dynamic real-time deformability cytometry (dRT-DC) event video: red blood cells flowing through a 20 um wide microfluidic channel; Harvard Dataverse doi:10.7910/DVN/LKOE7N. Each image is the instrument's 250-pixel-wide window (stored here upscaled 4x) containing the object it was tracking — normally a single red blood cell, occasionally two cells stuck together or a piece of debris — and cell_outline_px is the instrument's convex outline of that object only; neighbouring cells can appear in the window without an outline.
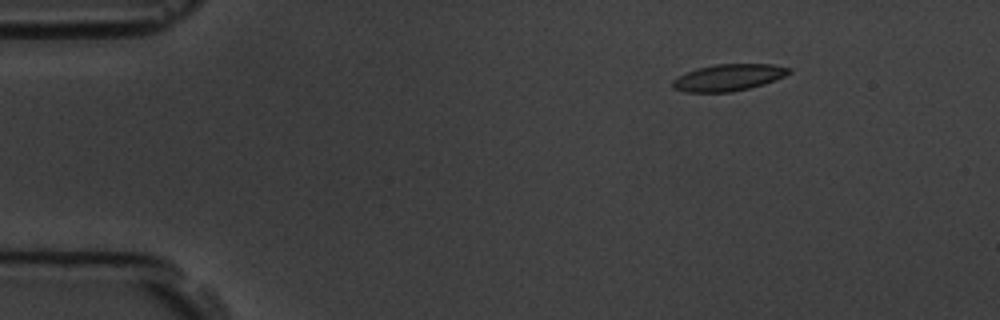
{"species": "common noctule bat (a hibernating species)", "species_latin": "Nyctalus noctula", "temperature_condition": "room temperature", "stored_images_in_passage": 6, "segment_of_instrument_passage": [2, 2], "camera_frame_rate_fps": 3000, "um_per_image_px": 0.085, "animal": {"sex": "male", "body_mass_g": 19.5, "forearm_length_mm": 54.6}, "frame": {"image": 1, "passage_image": 6, "time_ms": 6.333, "image_size_px": [1000, 320], "cell_outline_px": [[792, 72], [776, 80], [764, 84], [732, 92], [684, 92], [672, 88], [672, 80], [696, 68], [716, 64], [772, 64], [792, 68]], "centroid_in_image_um": [61.94, 6.59], "position_along_channel_um": 23.1, "area_um2": 18.15}}